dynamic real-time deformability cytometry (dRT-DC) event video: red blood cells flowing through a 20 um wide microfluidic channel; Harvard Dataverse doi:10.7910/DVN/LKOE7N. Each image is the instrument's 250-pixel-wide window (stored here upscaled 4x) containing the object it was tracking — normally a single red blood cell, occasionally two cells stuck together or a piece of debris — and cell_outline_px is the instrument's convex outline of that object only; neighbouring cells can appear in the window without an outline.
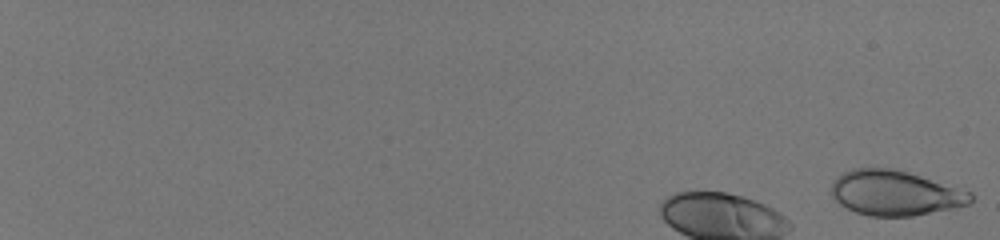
{"species": "human", "species_latin": "Homo sapiens", "temperature_condition": "room temperature", "stored_images_in_passage": 13, "camera_frame_rate_fps": 3000, "um_per_image_px": 0.085, "donor": {"sex": "male"}, "frame": {"image": 1, "passage_image": 1, "time_ms": 0.0, "image_size_px": [1000, 240], "cell_outline_px": [[972, 200], [968, 204], [956, 208], [912, 216], [868, 216], [856, 212], [840, 204], [832, 196], [832, 180], [836, 176], [852, 168], [896, 168], [972, 192]], "centroid_in_image_um": [76.07, 16.4], "position_along_channel_um": 8.9, "area_um2": 36.65}}